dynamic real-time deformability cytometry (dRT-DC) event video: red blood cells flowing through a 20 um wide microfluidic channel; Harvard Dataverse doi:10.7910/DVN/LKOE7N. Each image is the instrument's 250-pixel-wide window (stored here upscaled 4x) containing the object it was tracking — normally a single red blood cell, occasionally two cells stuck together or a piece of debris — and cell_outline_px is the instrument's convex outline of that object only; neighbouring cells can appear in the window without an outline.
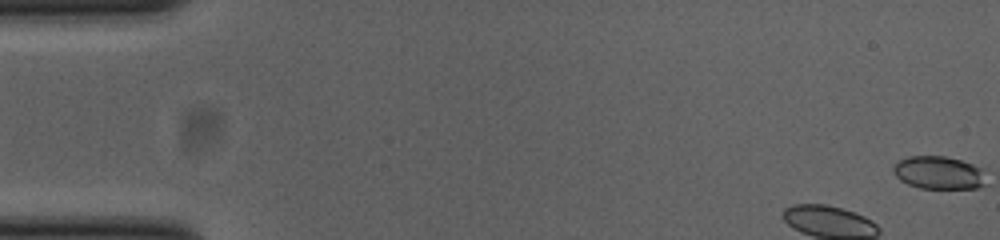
{"species": "common noctule bat (a hibernating species)", "species_latin": "Nyctalus noctula", "temperature_condition": "cold", "stored_images_in_passage": 15, "camera_frame_rate_fps": 3000, "um_per_image_px": 0.085, "animal": {"sex": "female", "body_mass_g": 23.0, "forearm_length_mm": 53.4}, "frame": {"image": 1, "passage_image": 1, "time_ms": 0.0, "image_size_px": [1000, 240], "cell_outline_px": [[976, 184], [972, 188], [928, 188], [912, 184], [904, 180], [896, 172], [896, 168], [904, 160], [924, 156], [932, 156], [956, 160], [968, 164], [972, 168]], "centroid_in_image_um": [79.63, 14.69], "position_along_channel_um": 5.4, "area_um2": 14.68}}